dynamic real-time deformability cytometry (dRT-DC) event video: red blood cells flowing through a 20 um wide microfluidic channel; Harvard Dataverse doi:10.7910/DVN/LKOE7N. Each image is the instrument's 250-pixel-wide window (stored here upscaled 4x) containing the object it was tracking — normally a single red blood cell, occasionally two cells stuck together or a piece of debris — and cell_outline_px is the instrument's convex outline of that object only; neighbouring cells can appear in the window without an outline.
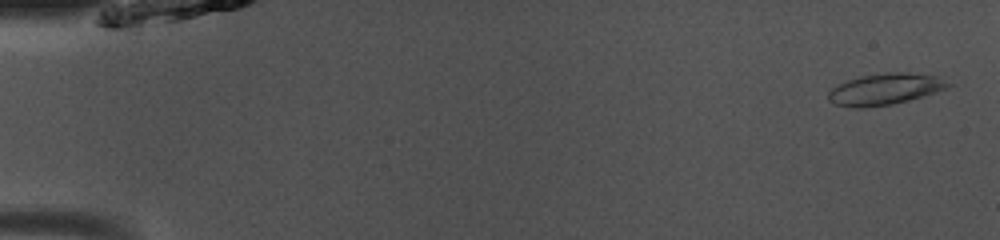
{"species": "common noctule bat (a hibernating species)", "species_latin": "Nyctalus noctula", "temperature_condition": "room temperature", "stored_images_in_passage": 50, "camera_frame_rate_fps": 3000, "um_per_image_px": 0.085, "animal": {"sex": "male", "body_mass_g": 13.0, "forearm_length_mm": 53.1}, "frame": {"image": 1, "passage_image": 2, "time_ms": 0.333, "image_size_px": [1000, 240], "cell_outline_px": [[956, 84], [936, 92], [908, 100], [892, 104], [860, 108], [856, 108], [836, 104], [828, 100], [828, 92], [832, 88], [848, 80], [860, 76], [888, 72], [908, 72], [936, 76]], "centroid_in_image_um": [75.26, 7.57], "position_along_channel_um": 9.7, "area_um2": 21.79}}
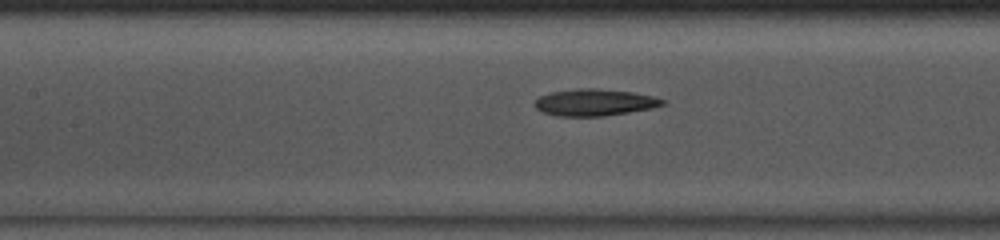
{"frame": {"image": 2, "passage_image": 23, "time_ms": 7.333, "image_size_px": [1000, 240], "cell_outline_px": [[664, 104], [652, 108], [628, 112], [600, 116], [556, 116], [544, 112], [536, 108], [536, 100], [540, 96], [552, 92], [580, 88], [596, 88], [632, 92], [652, 96], [664, 100]], "centroid_in_image_um": [50.53, 8.7], "position_along_channel_um": 156.9, "area_um2": 19.59}}
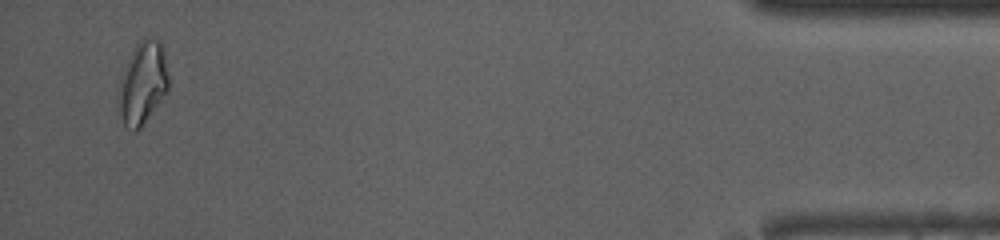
{"frame": {"image": 3, "passage_image": 48, "time_ms": 15.667, "image_size_px": [1000, 240], "cell_outline_px": [[168, 88], [140, 128], [136, 128], [124, 124], [120, 112], [120, 76], [136, 44], [140, 40], [160, 40], [164, 48], [168, 76]], "centroid_in_image_um": [12.15, 6.99], "position_along_channel_um": 423.0, "area_um2": 22.89}, "authors_computed_cell_mechanics": {"area_um2": 20.7213, "velocity_mm_per_s": 4.054, "shape_relaxation_time_tau1_ms": null, "shape_relaxation_time_tau2_ms": 9.5792, "deformation_change_tau1": null, "deformation_change_tau2": 0.2363}}